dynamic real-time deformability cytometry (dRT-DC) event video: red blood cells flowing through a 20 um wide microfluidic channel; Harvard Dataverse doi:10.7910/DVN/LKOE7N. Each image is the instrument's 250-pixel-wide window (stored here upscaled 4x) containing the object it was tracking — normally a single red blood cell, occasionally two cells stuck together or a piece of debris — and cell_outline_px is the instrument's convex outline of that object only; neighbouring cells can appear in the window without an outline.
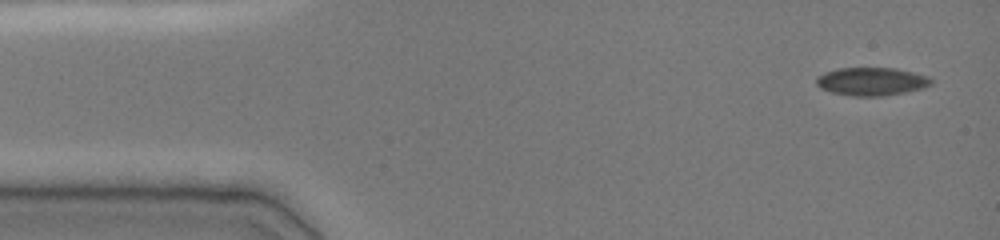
{"species": "common noctule bat (a hibernating species)", "species_latin": "Nyctalus noctula", "temperature_condition": "cold", "stored_images_in_passage": 9, "camera_frame_rate_fps": 3000, "um_per_image_px": 0.085, "animal": {"sex": "female", "body_mass_g": 19.0, "forearm_length_mm": 51.5}, "frame": {"image": 1, "passage_image": 1, "time_ms": 0.0, "image_size_px": [1000, 240], "cell_outline_px": [[932, 84], [920, 88], [904, 92], [880, 96], [852, 96], [832, 92], [820, 88], [816, 84], [816, 76], [824, 72], [836, 68], [896, 68], [928, 76], [932, 80]], "centroid_in_image_um": [74.03, 6.91], "position_along_channel_um": 11.0, "area_um2": 18.73}}
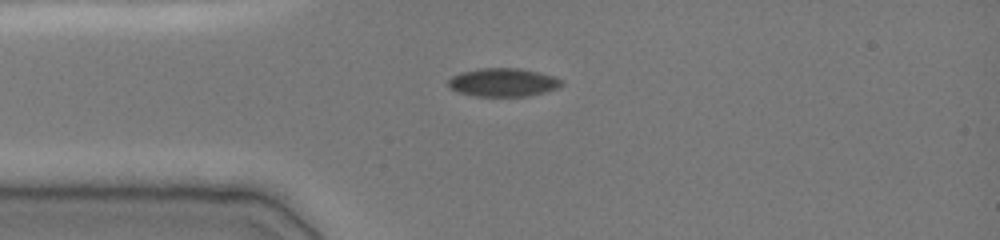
{"frame": {"image": 2, "passage_image": 6, "time_ms": 3.0, "image_size_px": [1000, 240], "cell_outline_px": [[564, 84], [556, 88], [544, 92], [528, 96], [476, 96], [460, 92], [452, 88], [448, 84], [448, 80], [452, 76], [460, 72], [480, 68], [520, 68], [540, 72], [564, 80]], "centroid_in_image_um": [42.79, 6.99], "position_along_channel_um": 42.2, "area_um2": 18.67}}
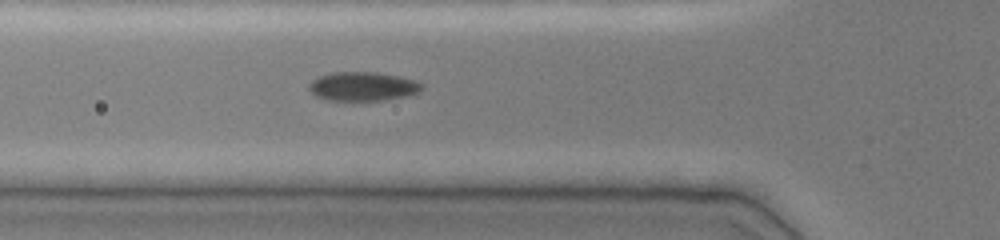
{"frame": {"image": 3, "passage_image": 9, "time_ms": 4.667, "image_size_px": [1000, 240], "cell_outline_px": [[424, 88], [420, 92], [408, 96], [384, 100], [324, 100], [316, 96], [308, 88], [308, 84], [312, 80], [320, 76], [332, 72], [376, 72], [400, 76], [416, 80], [424, 84]], "centroid_in_image_um": [30.88, 7.34], "position_along_channel_um": 94.9, "area_um2": 19.31}}